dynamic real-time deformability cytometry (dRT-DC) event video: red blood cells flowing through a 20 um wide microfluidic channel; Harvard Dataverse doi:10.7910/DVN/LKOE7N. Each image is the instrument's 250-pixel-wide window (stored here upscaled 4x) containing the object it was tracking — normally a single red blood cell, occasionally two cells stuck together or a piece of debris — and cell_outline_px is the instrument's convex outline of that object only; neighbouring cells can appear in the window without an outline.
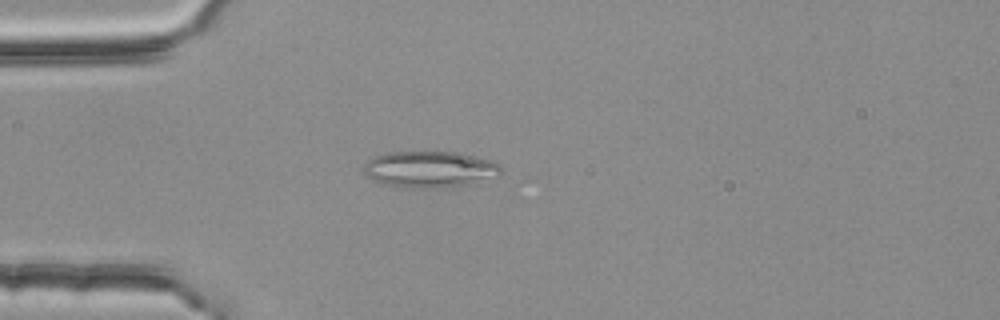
{"species": "common noctule bat (a hibernating species)", "species_latin": "Nyctalus noctula", "temperature_condition": "room temperature", "stored_images_in_passage": 2, "camera_frame_rate_fps": 3000, "um_per_image_px": 0.085, "animal": {"sex": "female", "body_mass_g": 25.1}, "frame": {"image": 1, "passage_image": 2, "time_ms": 0.333, "image_size_px": [1000, 320], "cell_outline_px": [[500, 172], [468, 184], [440, 188], [412, 188], [384, 184], [368, 176], [364, 172], [364, 164], [368, 160], [376, 156], [388, 152], [464, 152], [492, 160], [500, 164]], "centroid_in_image_um": [36.51, 14.37], "position_along_channel_um": 48.5, "area_um2": 28.73}}